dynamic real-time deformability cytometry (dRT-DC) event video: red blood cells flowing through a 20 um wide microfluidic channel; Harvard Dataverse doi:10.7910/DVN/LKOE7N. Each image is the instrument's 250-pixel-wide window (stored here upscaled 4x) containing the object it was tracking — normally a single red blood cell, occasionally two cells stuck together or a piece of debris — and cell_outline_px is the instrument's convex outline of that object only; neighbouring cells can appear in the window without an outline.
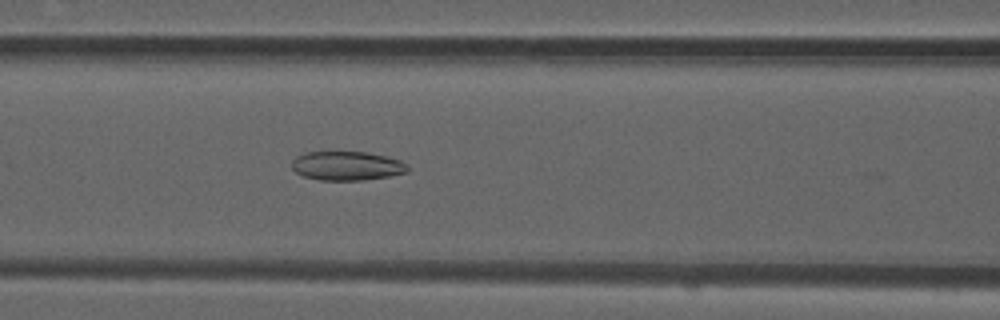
{"species": "common noctule bat (a hibernating species)", "species_latin": "Nyctalus noctula", "temperature_condition": "room temperature", "stored_images_in_passage": 47, "camera_frame_rate_fps": 3000, "um_per_image_px": 0.085, "animal": {"sex": "male", "forearm_length_mm": 52.5}, "frame": {"image": 1, "passage_image": 21, "time_ms": 6.667, "image_size_px": [1000, 320], "cell_outline_px": [[408, 172], [388, 176], [364, 180], [320, 180], [304, 176], [296, 172], [292, 168], [292, 160], [296, 156], [304, 152], [368, 152], [400, 160], [408, 164]], "centroid_in_image_um": [29.48, 14.09], "position_along_channel_um": 137.1, "area_um2": 19.59}}
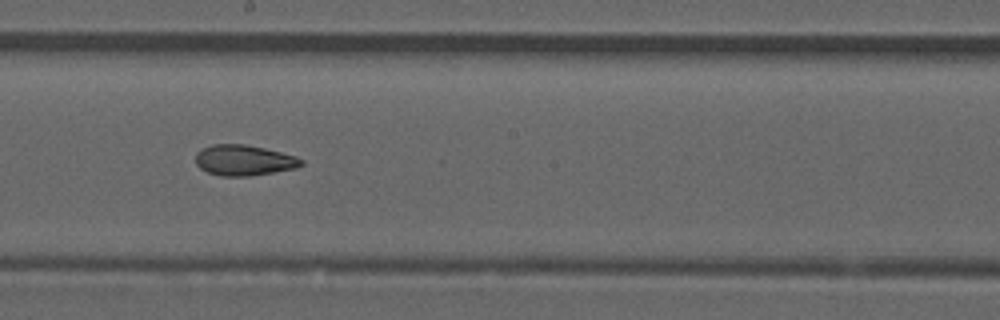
{"frame": {"image": 2, "passage_image": 28, "time_ms": 9.0, "image_size_px": [1000, 320], "cell_outline_px": [[304, 164], [296, 168], [252, 176], [220, 176], [208, 172], [200, 168], [196, 164], [196, 152], [212, 144], [244, 144], [264, 148], [296, 156], [304, 160]], "centroid_in_image_um": [20.75, 13.63], "position_along_channel_um": 227.5, "area_um2": 18.9}}
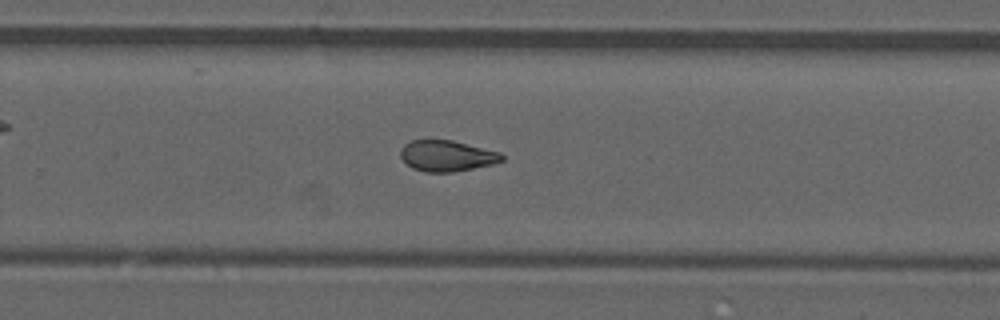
{"frame": {"image": 3, "passage_image": 33, "time_ms": 10.667, "image_size_px": [1000, 320], "cell_outline_px": [[504, 160], [492, 164], [452, 172], [424, 172], [412, 168], [400, 156], [400, 148], [404, 144], [412, 140], [452, 140], [500, 152], [504, 156]], "centroid_in_image_um": [37.97, 13.24], "position_along_channel_um": 291.8, "area_um2": 18.21}}